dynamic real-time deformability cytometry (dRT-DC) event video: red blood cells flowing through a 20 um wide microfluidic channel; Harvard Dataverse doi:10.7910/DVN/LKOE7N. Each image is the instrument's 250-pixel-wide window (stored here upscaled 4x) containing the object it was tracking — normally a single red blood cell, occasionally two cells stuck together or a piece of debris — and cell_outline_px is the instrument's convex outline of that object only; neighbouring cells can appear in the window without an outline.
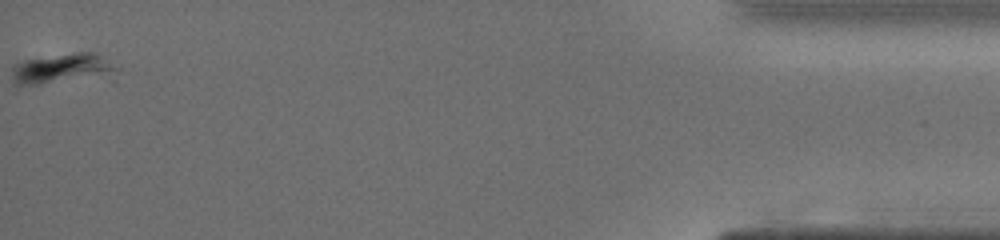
{"species": "human", "species_latin": "Homo sapiens", "temperature_condition": "cold", "stored_images_in_passage": 37, "segment_of_instrument_passage": [2, 2], "camera_frame_rate_fps": 3000, "um_per_image_px": 0.085, "donor": {"sex": "male"}, "frame": {"image": 1, "passage_image": 37, "time_ms": 14.0, "image_size_px": [1000, 240], "cell_outline_px": [[120, 68], [116, 84], [12, 84], [12, 68], [16, 64], [24, 60], [76, 52], [96, 52]], "centroid_in_image_um": [5.65, 5.95], "position_along_channel_um": 429.6, "area_um2": 20.87}}